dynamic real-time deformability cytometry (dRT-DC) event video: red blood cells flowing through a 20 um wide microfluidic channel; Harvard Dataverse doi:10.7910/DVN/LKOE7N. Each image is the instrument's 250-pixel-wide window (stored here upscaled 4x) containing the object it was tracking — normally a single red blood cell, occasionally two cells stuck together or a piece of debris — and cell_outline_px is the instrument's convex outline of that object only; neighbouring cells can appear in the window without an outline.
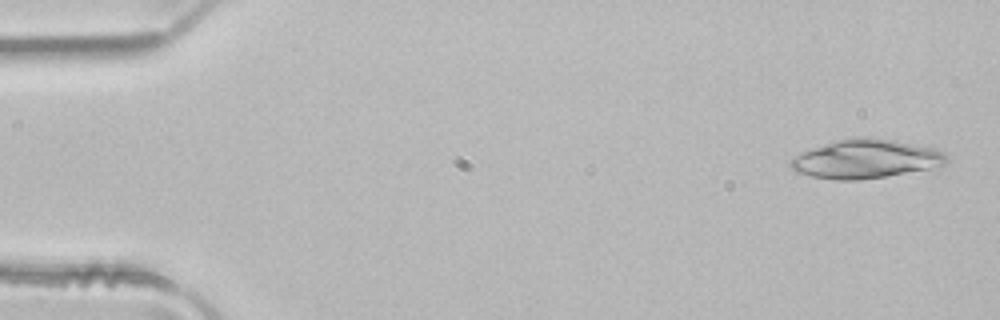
{"species": "common noctule bat (a hibernating species)", "species_latin": "Nyctalus noctula", "temperature_condition": "room temperature", "stored_images_in_passage": 4, "segment_of_instrument_passage": [1, 2], "camera_frame_rate_fps": 3000, "um_per_image_px": 0.085, "animal": {"sex": "male", "body_mass_g": 21.5, "forearm_length_mm": 52.0}, "frame": {"image": 1, "passage_image": 1, "time_ms": 0.0, "image_size_px": [1000, 320], "cell_outline_px": [[948, 160], [940, 172], [856, 180], [836, 180], [812, 176], [796, 172], [788, 164], [792, 156], [836, 140], [852, 136], [872, 136], [896, 140], [936, 148], [944, 152], [948, 156]], "centroid_in_image_um": [73.79, 13.54], "position_along_channel_um": 11.2, "area_um2": 37.17}}